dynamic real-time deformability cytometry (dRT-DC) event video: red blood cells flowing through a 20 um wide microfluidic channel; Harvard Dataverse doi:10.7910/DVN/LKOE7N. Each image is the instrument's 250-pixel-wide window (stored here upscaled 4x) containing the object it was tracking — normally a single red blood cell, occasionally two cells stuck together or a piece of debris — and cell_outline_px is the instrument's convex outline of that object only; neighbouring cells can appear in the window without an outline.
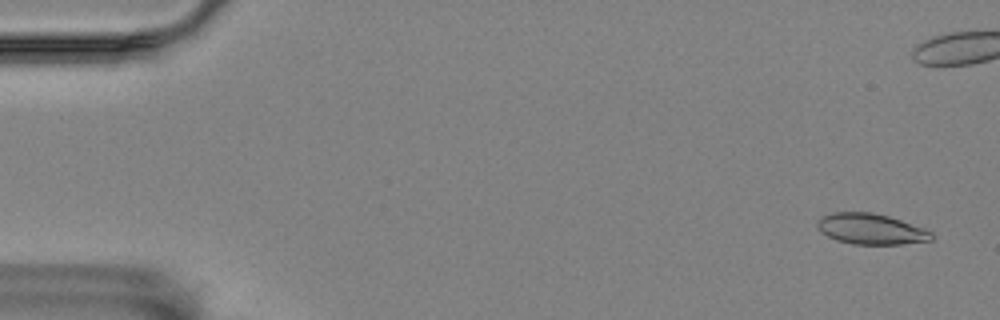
{"species": "Egyptian fruit bat (a non-hibernating species)", "species_latin": "Rousettus aegyptiacus", "temperature_condition": "room temperature", "stored_images_in_passage": 6, "camera_frame_rate_fps": 3000, "um_per_image_px": 0.085, "animal": {"sex": "female"}, "frame": {"image": 1, "passage_image": 1, "time_ms": 0.0, "image_size_px": [1000, 320], "cell_outline_px": [[932, 240], [900, 244], [852, 244], [836, 240], [820, 232], [816, 228], [816, 224], [824, 216], [832, 212], [872, 212], [888, 216], [924, 228], [932, 232]], "centroid_in_image_um": [74.01, 19.46], "position_along_channel_um": 11.0, "area_um2": 20.35}}